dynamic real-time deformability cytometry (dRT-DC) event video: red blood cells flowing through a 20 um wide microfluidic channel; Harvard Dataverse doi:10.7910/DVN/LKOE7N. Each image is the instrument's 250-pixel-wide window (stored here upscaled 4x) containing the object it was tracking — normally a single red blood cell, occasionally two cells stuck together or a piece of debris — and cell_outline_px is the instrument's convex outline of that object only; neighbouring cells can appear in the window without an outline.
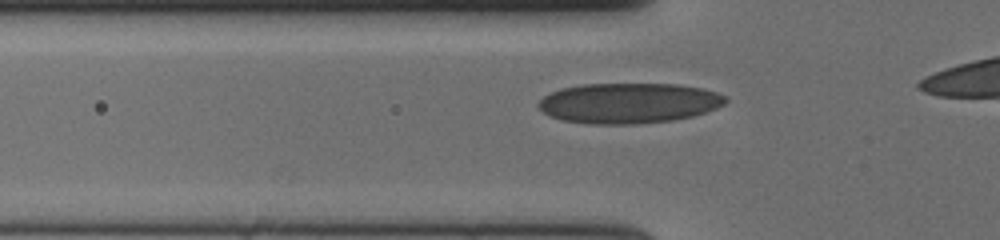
{"species": "human", "species_latin": "Homo sapiens", "temperature_condition": "cold", "stored_images_in_passage": 32, "camera_frame_rate_fps": 3000, "um_per_image_px": 0.085, "donor": {"sex": "female"}, "frame": {"image": 1, "passage_image": 4, "time_ms": 1.0, "image_size_px": [1000, 240], "cell_outline_px": [[728, 100], [724, 104], [716, 108], [692, 116], [672, 120], [640, 124], [588, 124], [560, 120], [544, 112], [536, 104], [544, 96], [560, 88], [580, 84], [680, 84], [704, 88], [716, 92], [724, 96]], "centroid_in_image_um": [53.43, 8.76], "position_along_channel_um": 72.4, "area_um2": 44.16}}
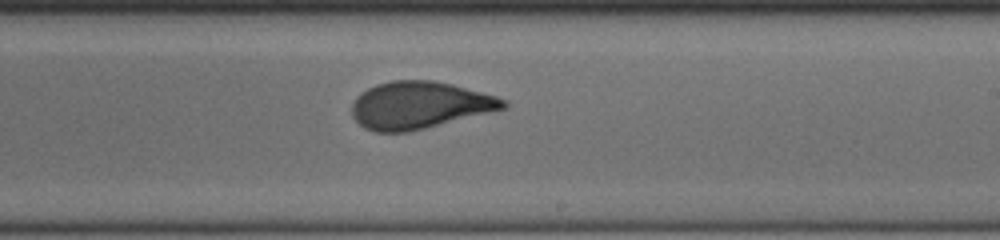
{"frame": {"image": 2, "passage_image": 19, "time_ms": 6.0, "image_size_px": [1000, 240], "cell_outline_px": [[508, 108], [408, 132], [376, 132], [364, 128], [352, 116], [352, 104], [356, 96], [360, 92], [376, 84], [392, 80], [432, 80], [452, 84], [496, 96], [508, 100]], "centroid_in_image_um": [35.65, 8.93], "position_along_channel_um": 253.3, "area_um2": 41.73}}
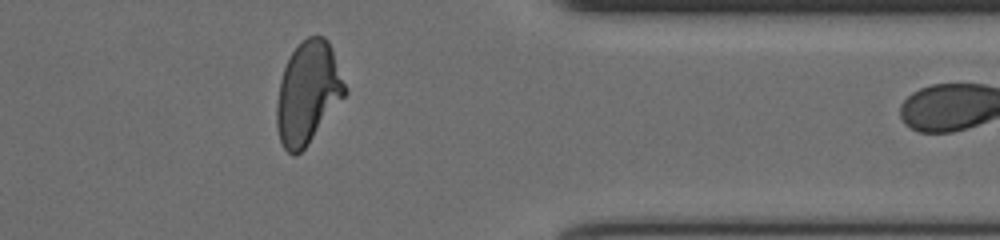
{"frame": {"image": 3, "passage_image": 31, "time_ms": 10.0, "image_size_px": [1000, 240], "cell_outline_px": [[348, 92], [308, 144], [296, 156], [292, 156], [284, 148], [280, 140], [276, 128], [276, 104], [280, 80], [284, 68], [292, 52], [308, 36], [324, 36], [328, 40]], "centroid_in_image_um": [26.15, 7.92], "position_along_channel_um": 385.2, "area_um2": 40.29}}